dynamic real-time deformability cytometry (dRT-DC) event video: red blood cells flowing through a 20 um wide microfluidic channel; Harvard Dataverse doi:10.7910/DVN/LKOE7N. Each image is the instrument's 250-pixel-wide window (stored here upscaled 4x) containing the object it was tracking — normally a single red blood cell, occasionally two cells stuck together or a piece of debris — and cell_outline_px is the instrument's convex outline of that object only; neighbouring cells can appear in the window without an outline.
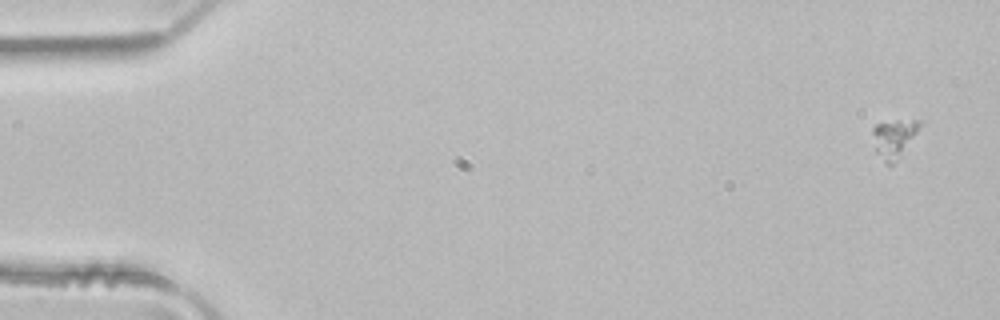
{"species": "common noctule bat (a hibernating species)", "species_latin": "Nyctalus noctula", "temperature_condition": "room temperature", "stored_images_in_passage": 4, "camera_frame_rate_fps": 3000, "um_per_image_px": 0.085, "animal": {"sex": "male", "body_mass_g": 21.5, "forearm_length_mm": 52.0}, "frame": {"image": 1, "passage_image": 1, "time_ms": 0.0, "image_size_px": [1000, 320], "cell_outline_px": [[920, 124], [916, 132], [900, 156], [892, 164], [884, 164], [876, 152], [872, 132], [872, 128], [876, 124], [896, 120], [920, 120]], "centroid_in_image_um": [75.94, 11.76], "position_along_channel_um": 9.1, "area_um2": 10.23}}
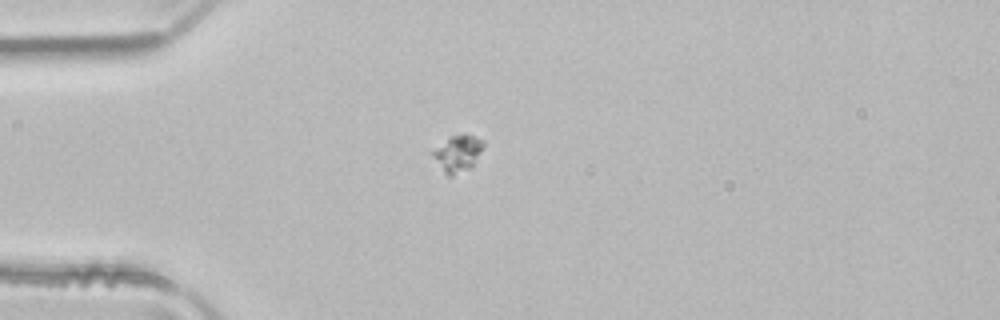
{"frame": {"image": 2, "passage_image": 4, "time_ms": 1.0, "image_size_px": [1000, 320], "cell_outline_px": [[484, 144], [472, 164], [452, 176], [448, 176], [444, 172], [432, 156], [432, 152], [448, 136], [464, 132], [484, 140]], "centroid_in_image_um": [38.88, 12.97], "position_along_channel_um": 46.1, "area_um2": 10.46}}